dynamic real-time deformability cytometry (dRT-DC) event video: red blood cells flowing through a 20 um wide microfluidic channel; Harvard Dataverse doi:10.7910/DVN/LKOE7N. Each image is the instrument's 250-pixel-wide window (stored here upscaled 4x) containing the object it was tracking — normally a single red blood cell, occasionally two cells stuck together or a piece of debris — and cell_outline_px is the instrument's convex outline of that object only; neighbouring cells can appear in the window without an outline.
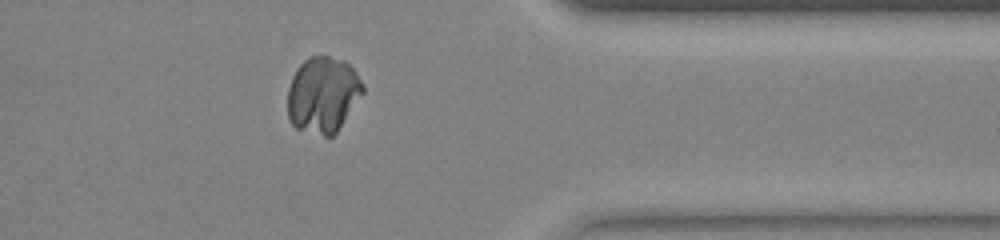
{"species": "common noctule bat (a hibernating species)", "species_latin": "Nyctalus noctula", "temperature_condition": "warm", "stored_images_in_passage": 36, "camera_frame_rate_fps": 3000, "um_per_image_px": 0.085, "animal": {"sex": "female", "body_mass_g": 23.0, "forearm_length_mm": 53.4}, "frame": {"image": 1, "passage_image": 26, "time_ms": 8.333, "image_size_px": [1000, 240], "cell_outline_px": [[364, 92], [336, 132], [332, 136], [324, 136], [296, 128], [292, 124], [288, 116], [288, 88], [292, 76], [296, 68], [308, 56], [328, 56], [344, 60], [356, 72], [364, 84]], "centroid_in_image_um": [27.44, 8.03], "position_along_channel_um": 384.0, "area_um2": 33.35}}
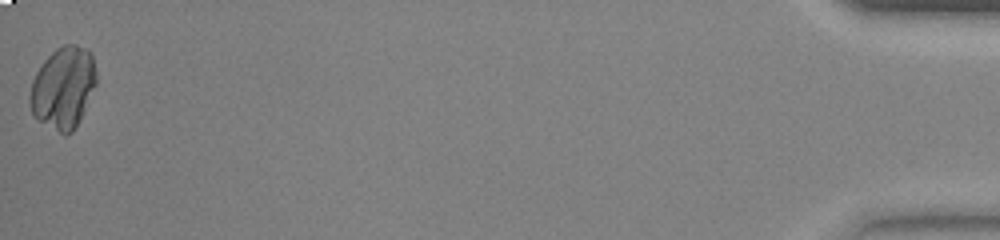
{"frame": {"image": 2, "passage_image": 36, "time_ms": 11.667, "image_size_px": [1000, 240], "cell_outline_px": [[96, 84], [80, 120], [72, 132], [64, 136], [40, 120], [32, 112], [28, 104], [28, 96], [32, 80], [36, 72], [44, 60], [56, 48], [64, 44], [76, 44], [92, 52], [96, 72]], "centroid_in_image_um": [5.37, 7.44], "position_along_channel_um": 429.8, "area_um2": 31.79}}